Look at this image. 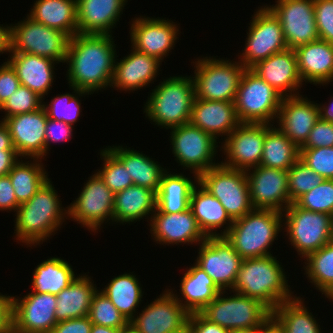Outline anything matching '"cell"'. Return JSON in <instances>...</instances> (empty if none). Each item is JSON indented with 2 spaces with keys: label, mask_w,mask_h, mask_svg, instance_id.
<instances>
[{
  "label": "cell",
  "mask_w": 333,
  "mask_h": 333,
  "mask_svg": "<svg viewBox=\"0 0 333 333\" xmlns=\"http://www.w3.org/2000/svg\"><path fill=\"white\" fill-rule=\"evenodd\" d=\"M47 119V113L42 106L36 111L10 116L3 121L20 157L45 159Z\"/></svg>",
  "instance_id": "cell-23"
},
{
  "label": "cell",
  "mask_w": 333,
  "mask_h": 333,
  "mask_svg": "<svg viewBox=\"0 0 333 333\" xmlns=\"http://www.w3.org/2000/svg\"><path fill=\"white\" fill-rule=\"evenodd\" d=\"M300 295L284 301L272 312L271 317L278 323L283 333H322L320 324L305 306ZM308 308V309H307Z\"/></svg>",
  "instance_id": "cell-41"
},
{
  "label": "cell",
  "mask_w": 333,
  "mask_h": 333,
  "mask_svg": "<svg viewBox=\"0 0 333 333\" xmlns=\"http://www.w3.org/2000/svg\"><path fill=\"white\" fill-rule=\"evenodd\" d=\"M148 226H150L151 239L163 246L170 244V246L175 244L177 246L196 244L197 246L207 239L190 208L178 213H163L156 209Z\"/></svg>",
  "instance_id": "cell-22"
},
{
  "label": "cell",
  "mask_w": 333,
  "mask_h": 333,
  "mask_svg": "<svg viewBox=\"0 0 333 333\" xmlns=\"http://www.w3.org/2000/svg\"><path fill=\"white\" fill-rule=\"evenodd\" d=\"M333 147V123L318 119L300 149Z\"/></svg>",
  "instance_id": "cell-52"
},
{
  "label": "cell",
  "mask_w": 333,
  "mask_h": 333,
  "mask_svg": "<svg viewBox=\"0 0 333 333\" xmlns=\"http://www.w3.org/2000/svg\"><path fill=\"white\" fill-rule=\"evenodd\" d=\"M9 50V26L0 24V56Z\"/></svg>",
  "instance_id": "cell-63"
},
{
  "label": "cell",
  "mask_w": 333,
  "mask_h": 333,
  "mask_svg": "<svg viewBox=\"0 0 333 333\" xmlns=\"http://www.w3.org/2000/svg\"><path fill=\"white\" fill-rule=\"evenodd\" d=\"M198 246L195 263L213 279L222 291H230L243 259L225 237H207Z\"/></svg>",
  "instance_id": "cell-18"
},
{
  "label": "cell",
  "mask_w": 333,
  "mask_h": 333,
  "mask_svg": "<svg viewBox=\"0 0 333 333\" xmlns=\"http://www.w3.org/2000/svg\"><path fill=\"white\" fill-rule=\"evenodd\" d=\"M88 178L78 197L67 206V220L72 219L95 234L102 230V224H113L115 193L96 172Z\"/></svg>",
  "instance_id": "cell-13"
},
{
  "label": "cell",
  "mask_w": 333,
  "mask_h": 333,
  "mask_svg": "<svg viewBox=\"0 0 333 333\" xmlns=\"http://www.w3.org/2000/svg\"><path fill=\"white\" fill-rule=\"evenodd\" d=\"M257 333H283V331L278 323L272 317H269L259 328H257Z\"/></svg>",
  "instance_id": "cell-62"
},
{
  "label": "cell",
  "mask_w": 333,
  "mask_h": 333,
  "mask_svg": "<svg viewBox=\"0 0 333 333\" xmlns=\"http://www.w3.org/2000/svg\"><path fill=\"white\" fill-rule=\"evenodd\" d=\"M7 61L15 69L20 85L26 86L43 101L52 90L58 62L29 53L7 52ZM10 57V58H9ZM55 74V75H54Z\"/></svg>",
  "instance_id": "cell-30"
},
{
  "label": "cell",
  "mask_w": 333,
  "mask_h": 333,
  "mask_svg": "<svg viewBox=\"0 0 333 333\" xmlns=\"http://www.w3.org/2000/svg\"><path fill=\"white\" fill-rule=\"evenodd\" d=\"M130 48H132L130 54L122 57V59L120 58V60L117 59L118 55L115 58L114 73L110 87L117 91L119 90V92L128 91L130 93L146 88L151 83L154 84L156 77L160 75L161 61L137 51L132 46Z\"/></svg>",
  "instance_id": "cell-25"
},
{
  "label": "cell",
  "mask_w": 333,
  "mask_h": 333,
  "mask_svg": "<svg viewBox=\"0 0 333 333\" xmlns=\"http://www.w3.org/2000/svg\"><path fill=\"white\" fill-rule=\"evenodd\" d=\"M33 292L57 295L78 276L73 266L61 257H50L39 263L32 273Z\"/></svg>",
  "instance_id": "cell-39"
},
{
  "label": "cell",
  "mask_w": 333,
  "mask_h": 333,
  "mask_svg": "<svg viewBox=\"0 0 333 333\" xmlns=\"http://www.w3.org/2000/svg\"><path fill=\"white\" fill-rule=\"evenodd\" d=\"M184 272L178 289L179 295L172 289L169 290L189 313L201 312L222 290L196 263L187 267Z\"/></svg>",
  "instance_id": "cell-32"
},
{
  "label": "cell",
  "mask_w": 333,
  "mask_h": 333,
  "mask_svg": "<svg viewBox=\"0 0 333 333\" xmlns=\"http://www.w3.org/2000/svg\"><path fill=\"white\" fill-rule=\"evenodd\" d=\"M60 197L49 178L27 202L21 204L14 214L15 242L33 249L51 239L68 219V208L63 207Z\"/></svg>",
  "instance_id": "cell-2"
},
{
  "label": "cell",
  "mask_w": 333,
  "mask_h": 333,
  "mask_svg": "<svg viewBox=\"0 0 333 333\" xmlns=\"http://www.w3.org/2000/svg\"><path fill=\"white\" fill-rule=\"evenodd\" d=\"M229 293L221 291L200 313L229 332L259 328L271 317V311L259 300Z\"/></svg>",
  "instance_id": "cell-7"
},
{
  "label": "cell",
  "mask_w": 333,
  "mask_h": 333,
  "mask_svg": "<svg viewBox=\"0 0 333 333\" xmlns=\"http://www.w3.org/2000/svg\"><path fill=\"white\" fill-rule=\"evenodd\" d=\"M199 183L221 202L233 221L253 209L245 170L220 163L203 172L199 176Z\"/></svg>",
  "instance_id": "cell-14"
},
{
  "label": "cell",
  "mask_w": 333,
  "mask_h": 333,
  "mask_svg": "<svg viewBox=\"0 0 333 333\" xmlns=\"http://www.w3.org/2000/svg\"><path fill=\"white\" fill-rule=\"evenodd\" d=\"M15 150L7 125L0 120V151Z\"/></svg>",
  "instance_id": "cell-60"
},
{
  "label": "cell",
  "mask_w": 333,
  "mask_h": 333,
  "mask_svg": "<svg viewBox=\"0 0 333 333\" xmlns=\"http://www.w3.org/2000/svg\"><path fill=\"white\" fill-rule=\"evenodd\" d=\"M21 157L17 154L16 150H1L0 151V176L8 175L13 168V165Z\"/></svg>",
  "instance_id": "cell-59"
},
{
  "label": "cell",
  "mask_w": 333,
  "mask_h": 333,
  "mask_svg": "<svg viewBox=\"0 0 333 333\" xmlns=\"http://www.w3.org/2000/svg\"><path fill=\"white\" fill-rule=\"evenodd\" d=\"M88 317L93 324L115 329H121L128 323L99 287L92 297Z\"/></svg>",
  "instance_id": "cell-46"
},
{
  "label": "cell",
  "mask_w": 333,
  "mask_h": 333,
  "mask_svg": "<svg viewBox=\"0 0 333 333\" xmlns=\"http://www.w3.org/2000/svg\"><path fill=\"white\" fill-rule=\"evenodd\" d=\"M283 96L251 69L242 74L234 100L240 123L273 124Z\"/></svg>",
  "instance_id": "cell-8"
},
{
  "label": "cell",
  "mask_w": 333,
  "mask_h": 333,
  "mask_svg": "<svg viewBox=\"0 0 333 333\" xmlns=\"http://www.w3.org/2000/svg\"><path fill=\"white\" fill-rule=\"evenodd\" d=\"M283 234L289 245L304 259L332 240V216L290 204L283 212Z\"/></svg>",
  "instance_id": "cell-9"
},
{
  "label": "cell",
  "mask_w": 333,
  "mask_h": 333,
  "mask_svg": "<svg viewBox=\"0 0 333 333\" xmlns=\"http://www.w3.org/2000/svg\"><path fill=\"white\" fill-rule=\"evenodd\" d=\"M265 138V124L240 123L232 133L220 141L219 151L225 158L222 165L248 170L260 165Z\"/></svg>",
  "instance_id": "cell-19"
},
{
  "label": "cell",
  "mask_w": 333,
  "mask_h": 333,
  "mask_svg": "<svg viewBox=\"0 0 333 333\" xmlns=\"http://www.w3.org/2000/svg\"><path fill=\"white\" fill-rule=\"evenodd\" d=\"M79 274L56 295L55 316L57 322L87 316L94 293L98 290L92 276ZM93 281V282H92Z\"/></svg>",
  "instance_id": "cell-35"
},
{
  "label": "cell",
  "mask_w": 333,
  "mask_h": 333,
  "mask_svg": "<svg viewBox=\"0 0 333 333\" xmlns=\"http://www.w3.org/2000/svg\"><path fill=\"white\" fill-rule=\"evenodd\" d=\"M272 255L243 259L231 292L259 300L271 312L284 301L293 299L286 272Z\"/></svg>",
  "instance_id": "cell-3"
},
{
  "label": "cell",
  "mask_w": 333,
  "mask_h": 333,
  "mask_svg": "<svg viewBox=\"0 0 333 333\" xmlns=\"http://www.w3.org/2000/svg\"><path fill=\"white\" fill-rule=\"evenodd\" d=\"M106 148L124 165L134 185L158 191L166 167L143 152L127 148V145L124 147L113 145Z\"/></svg>",
  "instance_id": "cell-33"
},
{
  "label": "cell",
  "mask_w": 333,
  "mask_h": 333,
  "mask_svg": "<svg viewBox=\"0 0 333 333\" xmlns=\"http://www.w3.org/2000/svg\"><path fill=\"white\" fill-rule=\"evenodd\" d=\"M137 275L130 273L112 276L104 288L99 289L119 310V312L130 322L141 306L144 291Z\"/></svg>",
  "instance_id": "cell-38"
},
{
  "label": "cell",
  "mask_w": 333,
  "mask_h": 333,
  "mask_svg": "<svg viewBox=\"0 0 333 333\" xmlns=\"http://www.w3.org/2000/svg\"><path fill=\"white\" fill-rule=\"evenodd\" d=\"M73 90L72 93L57 94L52 97L50 102L43 101L42 106L44 107L47 117L52 120L63 121L70 125H75L78 121V117L82 111L81 99L91 93L86 91H80L76 87L69 85ZM80 98V99H79ZM50 103V104H47Z\"/></svg>",
  "instance_id": "cell-44"
},
{
  "label": "cell",
  "mask_w": 333,
  "mask_h": 333,
  "mask_svg": "<svg viewBox=\"0 0 333 333\" xmlns=\"http://www.w3.org/2000/svg\"><path fill=\"white\" fill-rule=\"evenodd\" d=\"M93 323L87 316L58 322L51 333H90Z\"/></svg>",
  "instance_id": "cell-57"
},
{
  "label": "cell",
  "mask_w": 333,
  "mask_h": 333,
  "mask_svg": "<svg viewBox=\"0 0 333 333\" xmlns=\"http://www.w3.org/2000/svg\"><path fill=\"white\" fill-rule=\"evenodd\" d=\"M249 194L254 209L283 212L290 204L288 171L265 166L246 170Z\"/></svg>",
  "instance_id": "cell-20"
},
{
  "label": "cell",
  "mask_w": 333,
  "mask_h": 333,
  "mask_svg": "<svg viewBox=\"0 0 333 333\" xmlns=\"http://www.w3.org/2000/svg\"><path fill=\"white\" fill-rule=\"evenodd\" d=\"M163 80V81H162ZM148 94L144 114L151 124L166 130L190 121L195 95L192 76L177 75L162 79Z\"/></svg>",
  "instance_id": "cell-4"
},
{
  "label": "cell",
  "mask_w": 333,
  "mask_h": 333,
  "mask_svg": "<svg viewBox=\"0 0 333 333\" xmlns=\"http://www.w3.org/2000/svg\"><path fill=\"white\" fill-rule=\"evenodd\" d=\"M56 295L29 291L23 297L12 296V324L29 333H51L58 323Z\"/></svg>",
  "instance_id": "cell-21"
},
{
  "label": "cell",
  "mask_w": 333,
  "mask_h": 333,
  "mask_svg": "<svg viewBox=\"0 0 333 333\" xmlns=\"http://www.w3.org/2000/svg\"><path fill=\"white\" fill-rule=\"evenodd\" d=\"M230 333H257V328L251 330L231 331Z\"/></svg>",
  "instance_id": "cell-67"
},
{
  "label": "cell",
  "mask_w": 333,
  "mask_h": 333,
  "mask_svg": "<svg viewBox=\"0 0 333 333\" xmlns=\"http://www.w3.org/2000/svg\"><path fill=\"white\" fill-rule=\"evenodd\" d=\"M294 51L303 84L326 87L333 82V44L317 39L294 48Z\"/></svg>",
  "instance_id": "cell-27"
},
{
  "label": "cell",
  "mask_w": 333,
  "mask_h": 333,
  "mask_svg": "<svg viewBox=\"0 0 333 333\" xmlns=\"http://www.w3.org/2000/svg\"><path fill=\"white\" fill-rule=\"evenodd\" d=\"M318 119L317 102L304 95L283 97L275 126L300 149Z\"/></svg>",
  "instance_id": "cell-24"
},
{
  "label": "cell",
  "mask_w": 333,
  "mask_h": 333,
  "mask_svg": "<svg viewBox=\"0 0 333 333\" xmlns=\"http://www.w3.org/2000/svg\"><path fill=\"white\" fill-rule=\"evenodd\" d=\"M113 38L79 33L70 38L65 60L69 85L91 94L111 86L117 55Z\"/></svg>",
  "instance_id": "cell-1"
},
{
  "label": "cell",
  "mask_w": 333,
  "mask_h": 333,
  "mask_svg": "<svg viewBox=\"0 0 333 333\" xmlns=\"http://www.w3.org/2000/svg\"><path fill=\"white\" fill-rule=\"evenodd\" d=\"M1 333H29L16 328L12 323Z\"/></svg>",
  "instance_id": "cell-66"
},
{
  "label": "cell",
  "mask_w": 333,
  "mask_h": 333,
  "mask_svg": "<svg viewBox=\"0 0 333 333\" xmlns=\"http://www.w3.org/2000/svg\"><path fill=\"white\" fill-rule=\"evenodd\" d=\"M187 333H230L224 327L206 319L200 312L190 313Z\"/></svg>",
  "instance_id": "cell-55"
},
{
  "label": "cell",
  "mask_w": 333,
  "mask_h": 333,
  "mask_svg": "<svg viewBox=\"0 0 333 333\" xmlns=\"http://www.w3.org/2000/svg\"><path fill=\"white\" fill-rule=\"evenodd\" d=\"M325 179L298 159L288 170V193L291 204Z\"/></svg>",
  "instance_id": "cell-47"
},
{
  "label": "cell",
  "mask_w": 333,
  "mask_h": 333,
  "mask_svg": "<svg viewBox=\"0 0 333 333\" xmlns=\"http://www.w3.org/2000/svg\"><path fill=\"white\" fill-rule=\"evenodd\" d=\"M155 210L156 192L148 188L132 185L115 193L113 223L115 225L117 223L120 225L128 223L130 225L131 222L136 223L145 217L147 222H150Z\"/></svg>",
  "instance_id": "cell-34"
},
{
  "label": "cell",
  "mask_w": 333,
  "mask_h": 333,
  "mask_svg": "<svg viewBox=\"0 0 333 333\" xmlns=\"http://www.w3.org/2000/svg\"><path fill=\"white\" fill-rule=\"evenodd\" d=\"M308 211L333 214V180H324L294 202Z\"/></svg>",
  "instance_id": "cell-48"
},
{
  "label": "cell",
  "mask_w": 333,
  "mask_h": 333,
  "mask_svg": "<svg viewBox=\"0 0 333 333\" xmlns=\"http://www.w3.org/2000/svg\"><path fill=\"white\" fill-rule=\"evenodd\" d=\"M332 241H333V214H332Z\"/></svg>",
  "instance_id": "cell-69"
},
{
  "label": "cell",
  "mask_w": 333,
  "mask_h": 333,
  "mask_svg": "<svg viewBox=\"0 0 333 333\" xmlns=\"http://www.w3.org/2000/svg\"><path fill=\"white\" fill-rule=\"evenodd\" d=\"M265 5L279 19L288 48L319 39L314 0H276L273 5Z\"/></svg>",
  "instance_id": "cell-17"
},
{
  "label": "cell",
  "mask_w": 333,
  "mask_h": 333,
  "mask_svg": "<svg viewBox=\"0 0 333 333\" xmlns=\"http://www.w3.org/2000/svg\"><path fill=\"white\" fill-rule=\"evenodd\" d=\"M76 10L77 0H36L27 16L71 38L78 33Z\"/></svg>",
  "instance_id": "cell-37"
},
{
  "label": "cell",
  "mask_w": 333,
  "mask_h": 333,
  "mask_svg": "<svg viewBox=\"0 0 333 333\" xmlns=\"http://www.w3.org/2000/svg\"><path fill=\"white\" fill-rule=\"evenodd\" d=\"M319 39L333 44V0H314Z\"/></svg>",
  "instance_id": "cell-51"
},
{
  "label": "cell",
  "mask_w": 333,
  "mask_h": 333,
  "mask_svg": "<svg viewBox=\"0 0 333 333\" xmlns=\"http://www.w3.org/2000/svg\"><path fill=\"white\" fill-rule=\"evenodd\" d=\"M170 130V149L178 166L200 176L220 164L215 162L220 142L210 134L190 122Z\"/></svg>",
  "instance_id": "cell-11"
},
{
  "label": "cell",
  "mask_w": 333,
  "mask_h": 333,
  "mask_svg": "<svg viewBox=\"0 0 333 333\" xmlns=\"http://www.w3.org/2000/svg\"><path fill=\"white\" fill-rule=\"evenodd\" d=\"M299 159L325 180H333V147L300 149Z\"/></svg>",
  "instance_id": "cell-50"
},
{
  "label": "cell",
  "mask_w": 333,
  "mask_h": 333,
  "mask_svg": "<svg viewBox=\"0 0 333 333\" xmlns=\"http://www.w3.org/2000/svg\"><path fill=\"white\" fill-rule=\"evenodd\" d=\"M145 306L130 321L139 333H187L190 313L169 288Z\"/></svg>",
  "instance_id": "cell-16"
},
{
  "label": "cell",
  "mask_w": 333,
  "mask_h": 333,
  "mask_svg": "<svg viewBox=\"0 0 333 333\" xmlns=\"http://www.w3.org/2000/svg\"><path fill=\"white\" fill-rule=\"evenodd\" d=\"M20 86L15 69L5 60L0 65V107Z\"/></svg>",
  "instance_id": "cell-54"
},
{
  "label": "cell",
  "mask_w": 333,
  "mask_h": 333,
  "mask_svg": "<svg viewBox=\"0 0 333 333\" xmlns=\"http://www.w3.org/2000/svg\"><path fill=\"white\" fill-rule=\"evenodd\" d=\"M132 19L129 22L131 46L163 62L179 40V24L171 19L142 15Z\"/></svg>",
  "instance_id": "cell-15"
},
{
  "label": "cell",
  "mask_w": 333,
  "mask_h": 333,
  "mask_svg": "<svg viewBox=\"0 0 333 333\" xmlns=\"http://www.w3.org/2000/svg\"><path fill=\"white\" fill-rule=\"evenodd\" d=\"M31 159L30 161L25 160ZM22 157L8 173L19 205L27 202L50 178L41 158ZM33 159V160H32ZM21 160V161H20Z\"/></svg>",
  "instance_id": "cell-42"
},
{
  "label": "cell",
  "mask_w": 333,
  "mask_h": 333,
  "mask_svg": "<svg viewBox=\"0 0 333 333\" xmlns=\"http://www.w3.org/2000/svg\"><path fill=\"white\" fill-rule=\"evenodd\" d=\"M189 208L206 237H224L233 224L221 202L200 183L191 193Z\"/></svg>",
  "instance_id": "cell-31"
},
{
  "label": "cell",
  "mask_w": 333,
  "mask_h": 333,
  "mask_svg": "<svg viewBox=\"0 0 333 333\" xmlns=\"http://www.w3.org/2000/svg\"><path fill=\"white\" fill-rule=\"evenodd\" d=\"M12 295L0 292V333L12 323Z\"/></svg>",
  "instance_id": "cell-58"
},
{
  "label": "cell",
  "mask_w": 333,
  "mask_h": 333,
  "mask_svg": "<svg viewBox=\"0 0 333 333\" xmlns=\"http://www.w3.org/2000/svg\"><path fill=\"white\" fill-rule=\"evenodd\" d=\"M251 70L266 81L283 97L301 95L303 82L297 67L294 49H286L258 62Z\"/></svg>",
  "instance_id": "cell-26"
},
{
  "label": "cell",
  "mask_w": 333,
  "mask_h": 333,
  "mask_svg": "<svg viewBox=\"0 0 333 333\" xmlns=\"http://www.w3.org/2000/svg\"><path fill=\"white\" fill-rule=\"evenodd\" d=\"M303 260L304 275L321 295L333 288V241L307 255Z\"/></svg>",
  "instance_id": "cell-43"
},
{
  "label": "cell",
  "mask_w": 333,
  "mask_h": 333,
  "mask_svg": "<svg viewBox=\"0 0 333 333\" xmlns=\"http://www.w3.org/2000/svg\"><path fill=\"white\" fill-rule=\"evenodd\" d=\"M189 122L218 142L220 137L225 139L240 124L234 102L198 98L194 100Z\"/></svg>",
  "instance_id": "cell-29"
},
{
  "label": "cell",
  "mask_w": 333,
  "mask_h": 333,
  "mask_svg": "<svg viewBox=\"0 0 333 333\" xmlns=\"http://www.w3.org/2000/svg\"><path fill=\"white\" fill-rule=\"evenodd\" d=\"M43 99L26 86L20 85L0 107L4 112L1 121L10 116L30 113L42 107ZM4 110V111H3Z\"/></svg>",
  "instance_id": "cell-49"
},
{
  "label": "cell",
  "mask_w": 333,
  "mask_h": 333,
  "mask_svg": "<svg viewBox=\"0 0 333 333\" xmlns=\"http://www.w3.org/2000/svg\"><path fill=\"white\" fill-rule=\"evenodd\" d=\"M332 98L333 97L331 96L330 97L331 100L328 102V104H327V102H325L324 104H323V102L320 104L317 103L318 109H319V118L324 121L331 122V123H333V99Z\"/></svg>",
  "instance_id": "cell-61"
},
{
  "label": "cell",
  "mask_w": 333,
  "mask_h": 333,
  "mask_svg": "<svg viewBox=\"0 0 333 333\" xmlns=\"http://www.w3.org/2000/svg\"><path fill=\"white\" fill-rule=\"evenodd\" d=\"M121 329L93 324L90 333H120Z\"/></svg>",
  "instance_id": "cell-64"
},
{
  "label": "cell",
  "mask_w": 333,
  "mask_h": 333,
  "mask_svg": "<svg viewBox=\"0 0 333 333\" xmlns=\"http://www.w3.org/2000/svg\"><path fill=\"white\" fill-rule=\"evenodd\" d=\"M200 56L193 62L192 78L198 99L234 102L245 67L240 61Z\"/></svg>",
  "instance_id": "cell-6"
},
{
  "label": "cell",
  "mask_w": 333,
  "mask_h": 333,
  "mask_svg": "<svg viewBox=\"0 0 333 333\" xmlns=\"http://www.w3.org/2000/svg\"><path fill=\"white\" fill-rule=\"evenodd\" d=\"M128 0H77L79 34L112 35Z\"/></svg>",
  "instance_id": "cell-28"
},
{
  "label": "cell",
  "mask_w": 333,
  "mask_h": 333,
  "mask_svg": "<svg viewBox=\"0 0 333 333\" xmlns=\"http://www.w3.org/2000/svg\"><path fill=\"white\" fill-rule=\"evenodd\" d=\"M192 176L191 179L189 174L186 176L182 172L172 173L168 168L162 175L156 192V209L163 213H178L189 209L191 193L199 183V176Z\"/></svg>",
  "instance_id": "cell-36"
},
{
  "label": "cell",
  "mask_w": 333,
  "mask_h": 333,
  "mask_svg": "<svg viewBox=\"0 0 333 333\" xmlns=\"http://www.w3.org/2000/svg\"><path fill=\"white\" fill-rule=\"evenodd\" d=\"M19 206L9 175L0 176V211L16 212Z\"/></svg>",
  "instance_id": "cell-56"
},
{
  "label": "cell",
  "mask_w": 333,
  "mask_h": 333,
  "mask_svg": "<svg viewBox=\"0 0 333 333\" xmlns=\"http://www.w3.org/2000/svg\"><path fill=\"white\" fill-rule=\"evenodd\" d=\"M100 158L103 165L95 172L111 191L117 193L134 185L124 165L106 147L100 150Z\"/></svg>",
  "instance_id": "cell-45"
},
{
  "label": "cell",
  "mask_w": 333,
  "mask_h": 333,
  "mask_svg": "<svg viewBox=\"0 0 333 333\" xmlns=\"http://www.w3.org/2000/svg\"><path fill=\"white\" fill-rule=\"evenodd\" d=\"M250 18L245 47L237 55L246 69L288 49L279 19L265 4L258 7Z\"/></svg>",
  "instance_id": "cell-12"
},
{
  "label": "cell",
  "mask_w": 333,
  "mask_h": 333,
  "mask_svg": "<svg viewBox=\"0 0 333 333\" xmlns=\"http://www.w3.org/2000/svg\"><path fill=\"white\" fill-rule=\"evenodd\" d=\"M282 230L281 212L253 208L242 218L234 220L224 237L242 259L259 258L272 255L270 250Z\"/></svg>",
  "instance_id": "cell-5"
},
{
  "label": "cell",
  "mask_w": 333,
  "mask_h": 333,
  "mask_svg": "<svg viewBox=\"0 0 333 333\" xmlns=\"http://www.w3.org/2000/svg\"><path fill=\"white\" fill-rule=\"evenodd\" d=\"M120 333H139V332L130 322H128L123 328H121Z\"/></svg>",
  "instance_id": "cell-65"
},
{
  "label": "cell",
  "mask_w": 333,
  "mask_h": 333,
  "mask_svg": "<svg viewBox=\"0 0 333 333\" xmlns=\"http://www.w3.org/2000/svg\"><path fill=\"white\" fill-rule=\"evenodd\" d=\"M74 126L63 121L47 119L45 133V157L49 155L51 143H61L72 139ZM48 154V155H47Z\"/></svg>",
  "instance_id": "cell-53"
},
{
  "label": "cell",
  "mask_w": 333,
  "mask_h": 333,
  "mask_svg": "<svg viewBox=\"0 0 333 333\" xmlns=\"http://www.w3.org/2000/svg\"><path fill=\"white\" fill-rule=\"evenodd\" d=\"M300 157V149L274 124H265L260 166L288 171Z\"/></svg>",
  "instance_id": "cell-40"
},
{
  "label": "cell",
  "mask_w": 333,
  "mask_h": 333,
  "mask_svg": "<svg viewBox=\"0 0 333 333\" xmlns=\"http://www.w3.org/2000/svg\"><path fill=\"white\" fill-rule=\"evenodd\" d=\"M325 298H328V301L333 302V288L325 295Z\"/></svg>",
  "instance_id": "cell-68"
},
{
  "label": "cell",
  "mask_w": 333,
  "mask_h": 333,
  "mask_svg": "<svg viewBox=\"0 0 333 333\" xmlns=\"http://www.w3.org/2000/svg\"><path fill=\"white\" fill-rule=\"evenodd\" d=\"M70 37L26 16L9 24L8 52L29 53L65 63Z\"/></svg>",
  "instance_id": "cell-10"
}]
</instances>
